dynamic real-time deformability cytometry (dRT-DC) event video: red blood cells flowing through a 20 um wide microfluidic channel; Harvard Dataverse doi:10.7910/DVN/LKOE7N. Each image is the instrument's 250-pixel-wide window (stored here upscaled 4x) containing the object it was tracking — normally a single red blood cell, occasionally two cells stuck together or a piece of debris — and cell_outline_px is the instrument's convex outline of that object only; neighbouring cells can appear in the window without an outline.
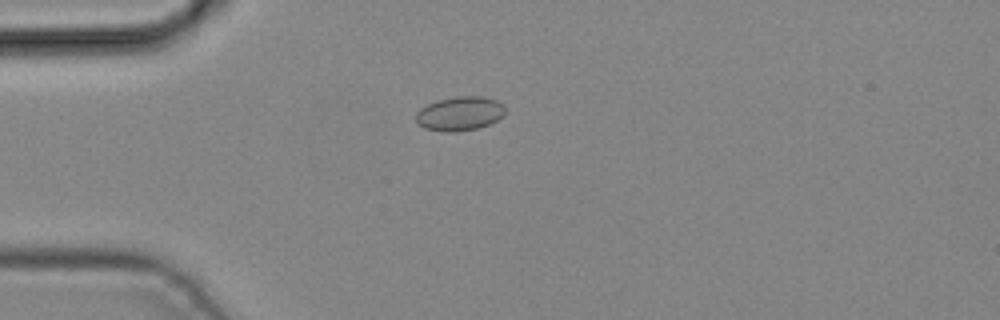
{"species": "common noctule bat (a hibernating species)", "species_latin": "Nyctalus noctula", "temperature_condition": "cold", "stored_images_in_passage": 4, "camera_frame_rate_fps": 3000, "um_per_image_px": 0.085, "animal": {"sex": "male", "body_mass_g": 19.2, "forearm_length_mm": 51.8}, "frame": {"image": 1, "passage_image": 4, "time_ms": 1.0, "image_size_px": [1000, 320], "cell_outline_px": [[504, 116], [488, 124], [476, 128], [452, 132], [448, 132], [424, 128], [416, 124], [416, 112], [420, 108], [436, 100], [456, 96], [480, 96], [496, 100], [504, 104]], "centroid_in_image_um": [39.05, 9.64], "position_along_channel_um": 45.9, "area_um2": 17.74}}